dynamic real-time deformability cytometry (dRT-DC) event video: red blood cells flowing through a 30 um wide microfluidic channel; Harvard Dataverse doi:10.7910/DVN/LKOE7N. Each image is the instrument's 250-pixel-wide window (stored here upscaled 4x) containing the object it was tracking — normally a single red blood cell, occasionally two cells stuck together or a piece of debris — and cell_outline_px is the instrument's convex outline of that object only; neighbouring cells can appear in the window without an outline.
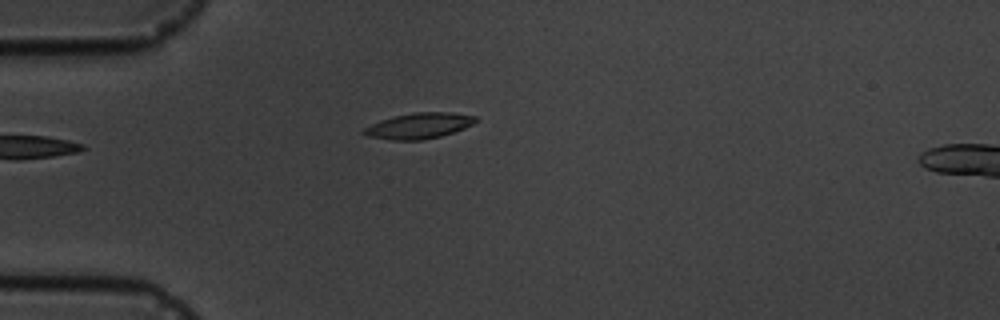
{"species": "common noctule bat (a hibernating species)", "species_latin": "Nyctalus noctula", "temperature_condition": "cold", "stored_images_in_passage": 3, "camera_frame_rate_fps": 3000, "um_per_image_px": 0.085, "animal": {"sex": "male", "body_mass_g": 19.5, "forearm_length_mm": 54.6}, "frame": {"image": 1, "passage_image": 3, "time_ms": 2.333, "image_size_px": [1000, 320], "cell_outline_px": [[480, 120], [464, 128], [440, 136], [424, 140], [392, 140], [368, 136], [360, 132], [364, 128], [380, 120], [412, 112], [452, 112], [476, 116]], "centroid_in_image_um": [35.63, 10.68], "position_along_channel_um": 49.4, "area_um2": 16.76}}